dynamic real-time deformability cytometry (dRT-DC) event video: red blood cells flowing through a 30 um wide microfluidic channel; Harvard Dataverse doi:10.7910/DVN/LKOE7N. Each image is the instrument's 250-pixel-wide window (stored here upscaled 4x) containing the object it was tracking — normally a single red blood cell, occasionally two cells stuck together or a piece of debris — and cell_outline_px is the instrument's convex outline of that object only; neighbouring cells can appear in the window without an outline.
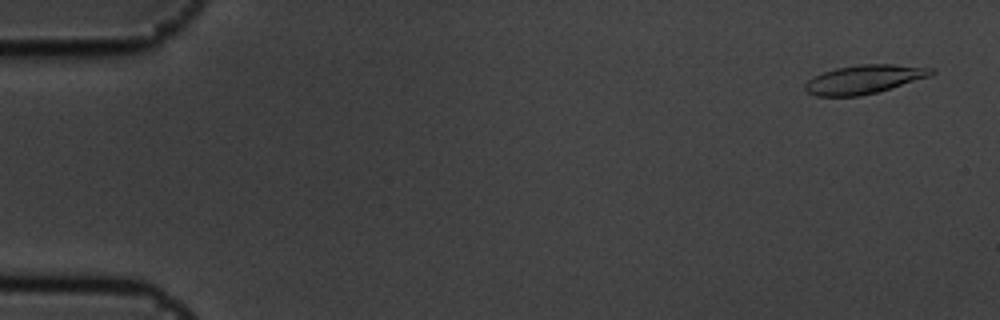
{"species": "common noctule bat (a hibernating species)", "species_latin": "Nyctalus noctula", "temperature_condition": "cold", "stored_images_in_passage": 4, "camera_frame_rate_fps": 3000, "um_per_image_px": 0.085, "animal": {"sex": "male", "body_mass_g": 19.5, "forearm_length_mm": 54.6}, "frame": {"image": 1, "passage_image": 1, "time_ms": 0.0, "image_size_px": [1000, 320], "cell_outline_px": [[936, 72], [928, 76], [876, 92], [860, 96], [816, 96], [808, 92], [804, 88], [804, 84], [808, 80], [824, 72], [836, 68], [856, 64], [892, 64], [936, 68]], "centroid_in_image_um": [73.44, 6.73], "position_along_channel_um": 11.6, "area_um2": 20.87}}